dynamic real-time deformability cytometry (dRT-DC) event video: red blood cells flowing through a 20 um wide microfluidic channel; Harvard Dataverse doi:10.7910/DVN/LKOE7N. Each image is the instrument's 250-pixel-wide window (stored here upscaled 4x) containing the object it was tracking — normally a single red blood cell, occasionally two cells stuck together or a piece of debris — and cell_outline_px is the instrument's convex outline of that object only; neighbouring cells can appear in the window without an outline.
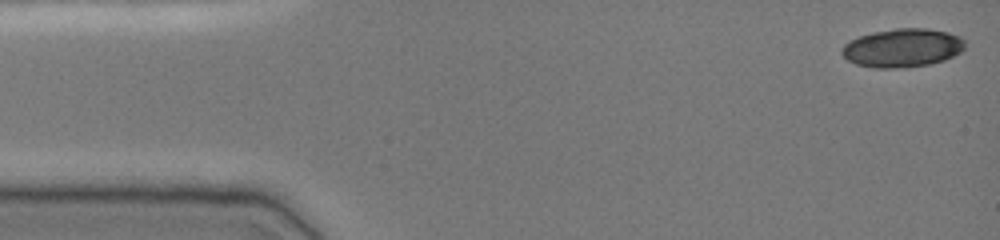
{"species": "common noctule bat (a hibernating species)", "species_latin": "Nyctalus noctula", "temperature_condition": "cold", "stored_images_in_passage": 46, "segment_of_instrument_passage": [1, 2], "camera_frame_rate_fps": 3000, "um_per_image_px": 0.085, "animal": {"sex": "female", "body_mass_g": 19.0, "forearm_length_mm": 51.5}, "frame": {"image": 1, "passage_image": 1, "time_ms": 0.0, "image_size_px": [1000, 240], "cell_outline_px": [[964, 48], [960, 52], [944, 60], [928, 64], [904, 68], [872, 68], [856, 64], [848, 60], [840, 52], [840, 48], [848, 40], [872, 32], [896, 28], [928, 28], [948, 32], [960, 36], [964, 40]], "centroid_in_image_um": [76.67, 4.06], "position_along_channel_um": 8.3, "area_um2": 27.86}}
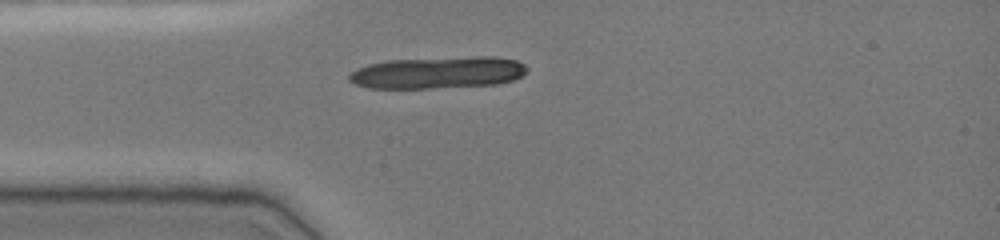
{"frame": {"image": 2, "passage_image": 12, "time_ms": 3.667, "image_size_px": [1000, 240], "cell_outline_px": [[528, 68], [520, 76], [512, 80], [496, 84], [428, 88], [368, 88], [356, 84], [348, 80], [348, 76], [356, 68], [368, 64], [388, 60], [476, 56], [496, 56], [516, 60], [524, 64]], "centroid_in_image_um": [37.2, 6.16], "position_along_channel_um": 47.8, "area_um2": 33.06}}